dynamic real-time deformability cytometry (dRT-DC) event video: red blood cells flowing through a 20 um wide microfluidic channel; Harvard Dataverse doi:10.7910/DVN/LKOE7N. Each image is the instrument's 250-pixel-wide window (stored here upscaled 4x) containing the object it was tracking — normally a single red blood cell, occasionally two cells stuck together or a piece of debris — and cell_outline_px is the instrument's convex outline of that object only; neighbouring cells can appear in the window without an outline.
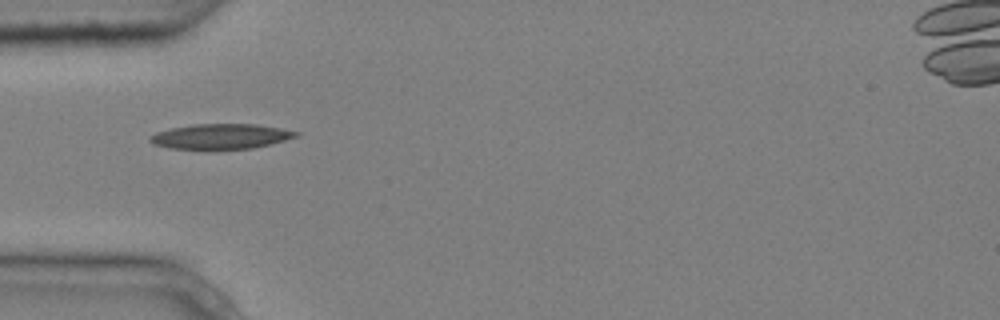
{"species": "common noctule bat (a hibernating species)", "species_latin": "Nyctalus noctula", "temperature_condition": "cold", "stored_images_in_passage": 6, "camera_frame_rate_fps": 3000, "um_per_image_px": 0.085, "animal": {"sex": "male", "body_mass_g": 20.4}, "frame": {"image": 1, "passage_image": 5, "time_ms": 1.333, "image_size_px": [1000, 320], "cell_outline_px": [[300, 136], [252, 148], [216, 152], [168, 148], [152, 144], [148, 140], [148, 136], [156, 132], [172, 128], [192, 124], [256, 124], [280, 128], [300, 132]], "centroid_in_image_um": [18.7, 11.64], "position_along_channel_um": 66.3, "area_um2": 22.31}}
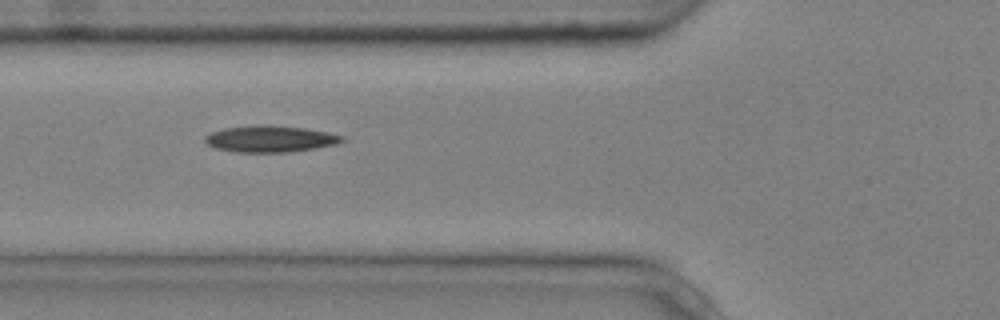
{"frame": {"image": 2, "passage_image": 6, "time_ms": 1.667, "image_size_px": [1000, 320], "cell_outline_px": [[344, 140], [336, 144], [316, 148], [288, 152], [236, 152], [216, 148], [208, 144], [204, 140], [204, 136], [212, 132], [224, 128], [304, 128], [328, 132], [344, 136]], "centroid_in_image_um": [23.0, 11.86], "position_along_channel_um": 102.8, "area_um2": 19.94}}